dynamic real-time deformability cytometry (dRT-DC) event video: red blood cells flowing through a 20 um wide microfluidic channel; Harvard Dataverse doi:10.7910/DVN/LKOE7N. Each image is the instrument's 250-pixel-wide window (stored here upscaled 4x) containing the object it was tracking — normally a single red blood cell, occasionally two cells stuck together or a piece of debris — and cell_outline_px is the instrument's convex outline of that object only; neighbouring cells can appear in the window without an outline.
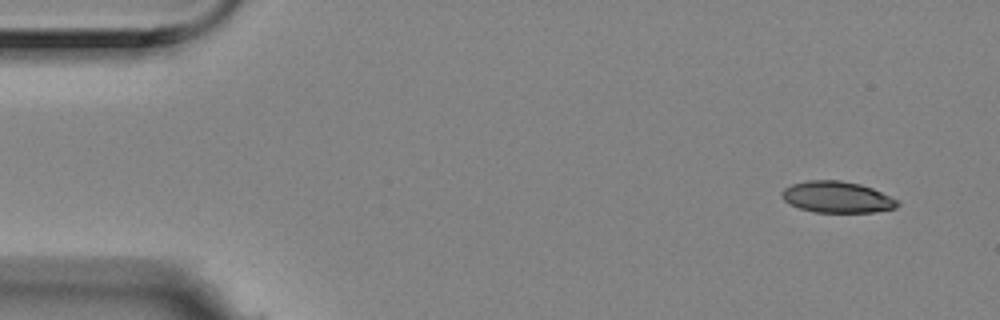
{"species": "Egyptian fruit bat (a non-hibernating species)", "species_latin": "Rousettus aegyptiacus", "temperature_condition": "room temperature", "stored_images_in_passage": 5, "camera_frame_rate_fps": 3000, "um_per_image_px": 0.085, "animal": {"sex": "female"}, "frame": {"image": 1, "passage_image": 1, "time_ms": 0.0, "image_size_px": [1000, 320], "cell_outline_px": [[900, 204], [896, 208], [872, 212], [816, 212], [800, 208], [784, 200], [780, 196], [780, 192], [784, 188], [792, 184], [808, 180], [840, 180], [860, 184], [872, 188], [900, 200]], "centroid_in_image_um": [71.17, 16.74], "position_along_channel_um": 13.8, "area_um2": 21.15}}
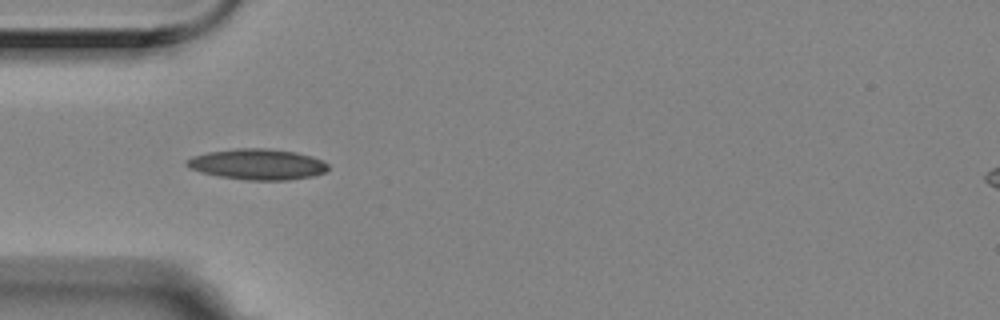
{"frame": {"image": 2, "passage_image": 4, "time_ms": 1.0, "image_size_px": [1000, 320], "cell_outline_px": [[328, 168], [324, 172], [312, 176], [288, 180], [244, 180], [220, 176], [200, 172], [188, 168], [184, 164], [184, 160], [192, 156], [208, 152], [236, 148], [268, 148], [296, 152], [312, 156], [328, 164]], "centroid_in_image_um": [21.83, 13.96], "position_along_channel_um": 63.2, "area_um2": 25.49}}
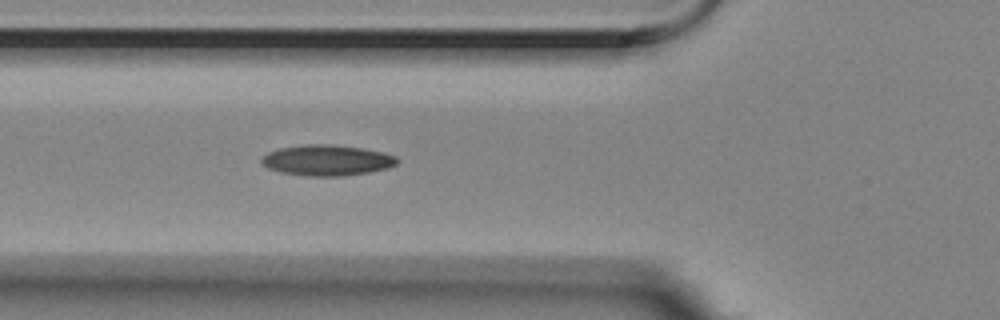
{"frame": {"image": 3, "passage_image": 5, "time_ms": 1.333, "image_size_px": [1000, 320], "cell_outline_px": [[400, 160], [396, 164], [388, 168], [368, 172], [344, 176], [308, 176], [280, 172], [268, 168], [260, 160], [268, 152], [280, 148], [304, 144], [332, 144], [364, 148], [384, 152], [396, 156]], "centroid_in_image_um": [27.83, 13.61], "position_along_channel_um": 98.0, "area_um2": 24.39}}